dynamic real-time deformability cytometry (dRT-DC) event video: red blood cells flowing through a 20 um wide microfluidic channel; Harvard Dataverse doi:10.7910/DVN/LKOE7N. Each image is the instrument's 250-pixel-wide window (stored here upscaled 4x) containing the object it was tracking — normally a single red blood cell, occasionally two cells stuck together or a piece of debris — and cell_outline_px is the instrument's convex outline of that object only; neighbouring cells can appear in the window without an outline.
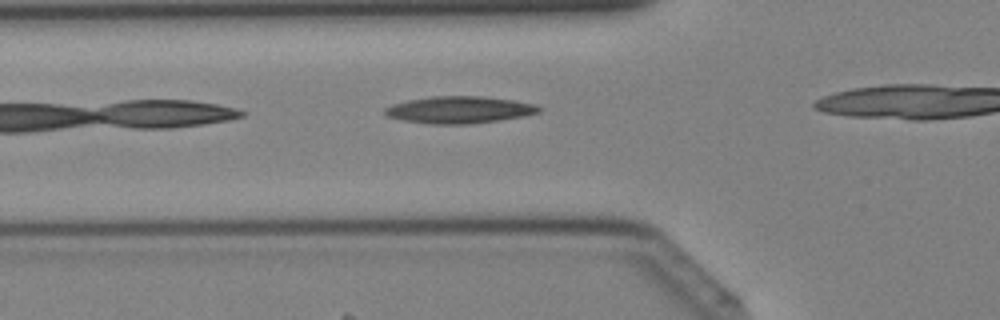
{"species": "Egyptian fruit bat (a non-hibernating species)", "species_latin": "Rousettus aegyptiacus", "temperature_condition": "cold", "stored_images_in_passage": 10, "camera_frame_rate_fps": 3000, "um_per_image_px": 0.085, "animal": {"sex": "female"}, "frame": {"image": 1, "passage_image": 4, "time_ms": 1.0, "image_size_px": [1000, 320], "cell_outline_px": [[544, 108], [540, 112], [524, 116], [500, 120], [468, 124], [428, 124], [404, 120], [388, 116], [384, 112], [384, 108], [392, 104], [408, 100], [432, 96], [480, 96], [512, 100], [536, 104]], "centroid_in_image_um": [39.07, 9.33], "position_along_channel_um": 86.7, "area_um2": 24.28}}